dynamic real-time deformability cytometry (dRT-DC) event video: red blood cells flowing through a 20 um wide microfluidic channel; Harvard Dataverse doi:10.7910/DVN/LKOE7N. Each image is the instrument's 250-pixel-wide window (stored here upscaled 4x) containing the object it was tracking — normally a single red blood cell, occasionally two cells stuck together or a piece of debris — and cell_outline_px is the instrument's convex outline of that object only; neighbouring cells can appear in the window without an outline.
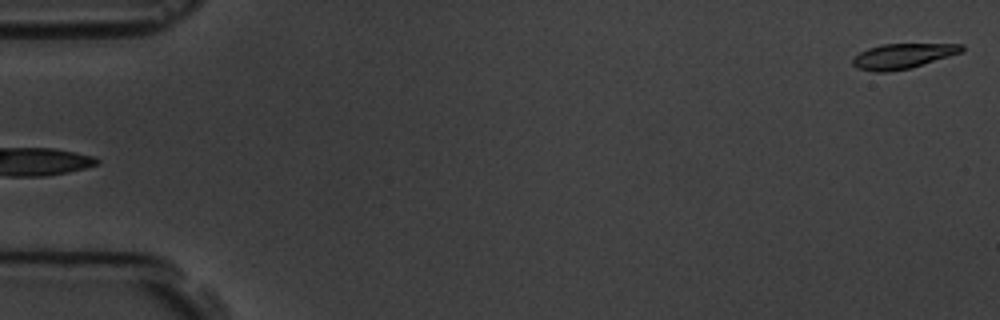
{"species": "common noctule bat (a hibernating species)", "species_latin": "Nyctalus noctula", "temperature_condition": "room temperature", "stored_images_in_passage": 6, "camera_frame_rate_fps": 3000, "um_per_image_px": 0.085, "animal": {"sex": "male", "body_mass_g": 19.5, "forearm_length_mm": 54.6}, "frame": {"image": 1, "passage_image": 6, "time_ms": 6.0, "image_size_px": [1000, 320], "cell_outline_px": [[964, 52], [912, 68], [888, 72], [876, 72], [856, 68], [852, 64], [852, 60], [860, 52], [868, 48], [884, 44], [964, 44]], "centroid_in_image_um": [76.77, 4.77], "position_along_channel_um": 8.2, "area_um2": 16.07}}